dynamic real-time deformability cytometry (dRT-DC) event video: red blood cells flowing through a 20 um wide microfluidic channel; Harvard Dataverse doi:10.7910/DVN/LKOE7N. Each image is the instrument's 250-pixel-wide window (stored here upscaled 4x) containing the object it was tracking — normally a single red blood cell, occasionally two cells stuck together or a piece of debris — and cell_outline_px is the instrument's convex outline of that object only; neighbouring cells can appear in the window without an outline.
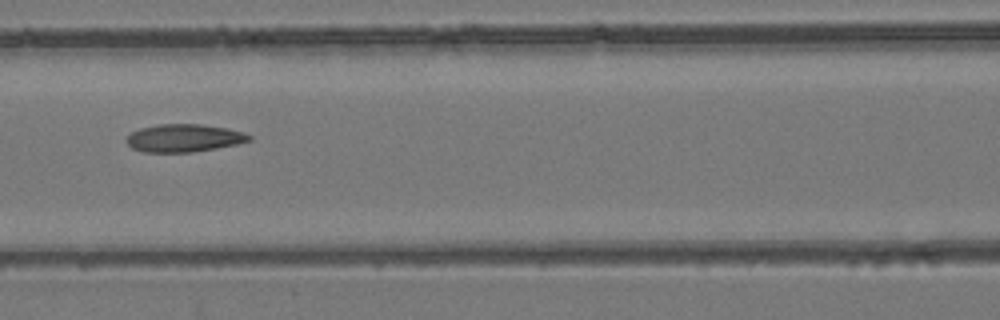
{"species": "common noctule bat (a hibernating species)", "species_latin": "Nyctalus noctula", "temperature_condition": "room temperature", "stored_images_in_passage": 9, "camera_frame_rate_fps": 3000, "um_per_image_px": 0.085, "animal": {"sex": "female", "body_mass_g": 24.6, "forearm_length_mm": 56.2}, "frame": {"image": 1, "passage_image": 6, "time_ms": 6.667, "image_size_px": [1000, 320], "cell_outline_px": [[252, 140], [236, 144], [216, 148], [192, 152], [144, 152], [132, 148], [124, 140], [132, 132], [140, 128], [160, 124], [200, 124], [228, 128], [244, 132], [252, 136]], "centroid_in_image_um": [15.65, 11.73], "position_along_channel_um": 151.0, "area_um2": 19.88}}
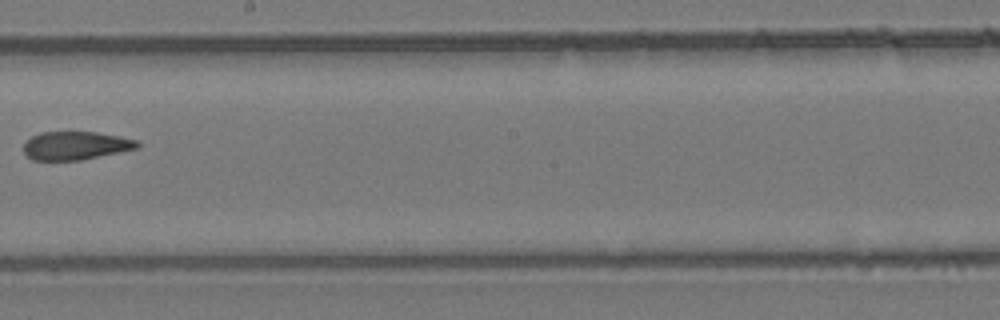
{"frame": {"image": 2, "passage_image": 8, "time_ms": 9.0, "image_size_px": [1000, 320], "cell_outline_px": [[140, 144], [136, 148], [80, 160], [32, 160], [24, 152], [24, 144], [32, 136], [40, 132], [96, 132], [136, 140]], "centroid_in_image_um": [6.38, 12.37], "position_along_channel_um": 241.8, "area_um2": 18.38}}
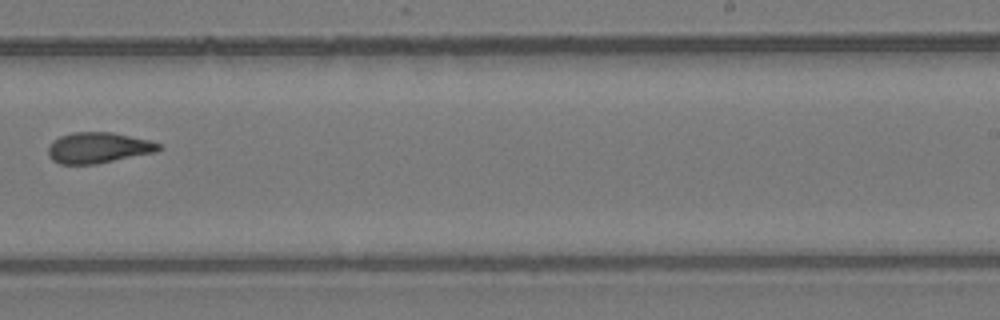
{"frame": {"image": 3, "passage_image": 9, "time_ms": 10.0, "image_size_px": [1000, 320], "cell_outline_px": [[160, 148], [156, 152], [96, 164], [60, 164], [52, 160], [48, 156], [48, 148], [60, 136], [72, 132], [112, 132], [152, 140], [160, 144]], "centroid_in_image_um": [8.37, 12.56], "position_along_channel_um": 280.6, "area_um2": 19.83}}